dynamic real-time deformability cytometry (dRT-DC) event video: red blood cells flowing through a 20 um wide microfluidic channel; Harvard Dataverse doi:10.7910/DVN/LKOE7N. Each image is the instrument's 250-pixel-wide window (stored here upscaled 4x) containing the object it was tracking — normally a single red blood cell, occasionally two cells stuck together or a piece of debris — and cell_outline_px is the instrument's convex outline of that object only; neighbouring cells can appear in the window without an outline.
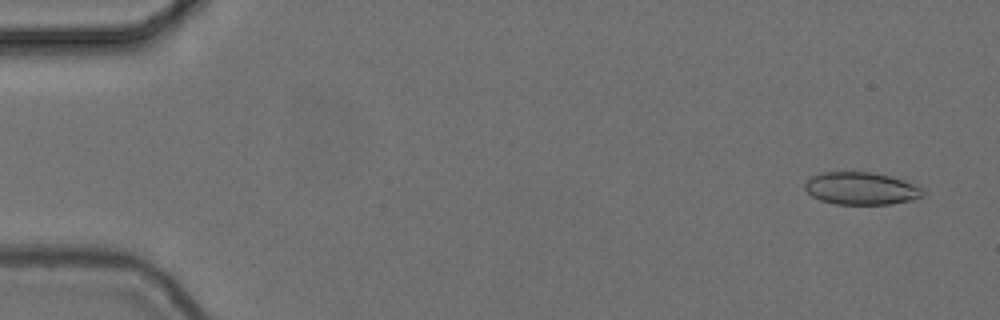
{"species": "common noctule bat (a hibernating species)", "species_latin": "Nyctalus noctula", "temperature_condition": "cold", "stored_images_in_passage": 18, "camera_frame_rate_fps": 3000, "um_per_image_px": 0.085, "animal": {"sex": "female", "body_mass_g": 24.6, "forearm_length_mm": 56.2}, "frame": {"image": 1, "passage_image": 3, "time_ms": 0.667, "image_size_px": [1000, 320], "cell_outline_px": [[924, 192], [920, 196], [908, 200], [892, 204], [836, 204], [820, 200], [812, 196], [804, 188], [804, 184], [812, 176], [820, 172], [872, 172], [888, 176], [924, 188]], "centroid_in_image_um": [73.14, 16.02], "position_along_channel_um": 11.9, "area_um2": 22.02}}
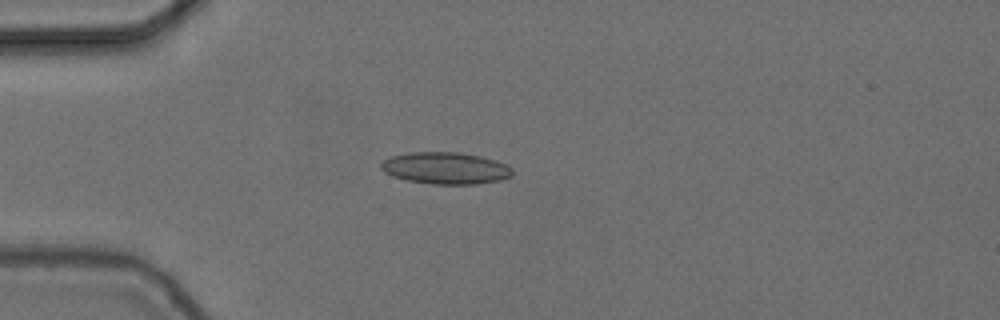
{"frame": {"image": 2, "passage_image": 15, "time_ms": 4.667, "image_size_px": [1000, 320], "cell_outline_px": [[512, 176], [500, 180], [476, 184], [432, 184], [408, 180], [392, 176], [384, 172], [380, 168], [380, 164], [384, 160], [392, 156], [408, 152], [460, 152], [480, 156], [496, 160], [512, 168]], "centroid_in_image_um": [37.86, 14.29], "position_along_channel_um": 47.1, "area_um2": 24.39}}